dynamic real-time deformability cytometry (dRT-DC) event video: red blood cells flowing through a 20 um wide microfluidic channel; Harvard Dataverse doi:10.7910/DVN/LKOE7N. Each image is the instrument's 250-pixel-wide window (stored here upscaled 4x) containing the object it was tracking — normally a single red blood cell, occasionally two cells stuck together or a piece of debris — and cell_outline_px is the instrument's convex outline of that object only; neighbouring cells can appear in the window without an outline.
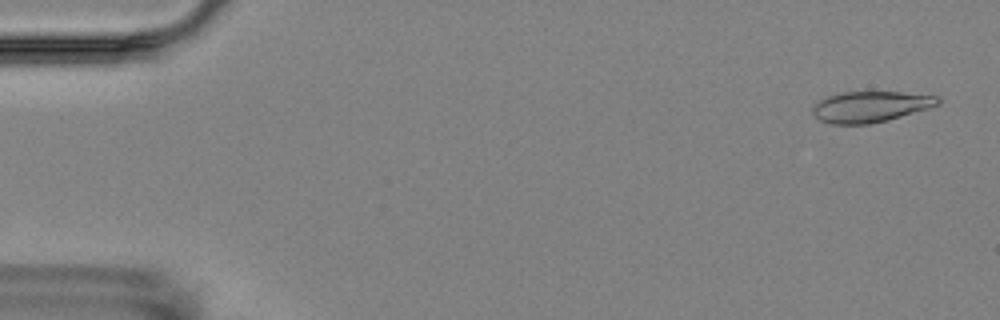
{"species": "Egyptian fruit bat (a non-hibernating species)", "species_latin": "Rousettus aegyptiacus", "temperature_condition": "room temperature", "stored_images_in_passage": 5, "camera_frame_rate_fps": 3000, "um_per_image_px": 0.085, "animal": {"sex": "female"}, "frame": {"image": 1, "passage_image": 1, "time_ms": 0.0, "image_size_px": [1000, 320], "cell_outline_px": [[940, 104], [928, 108], [888, 120], [868, 124], [832, 124], [820, 120], [812, 112], [812, 108], [820, 100], [828, 96], [840, 92], [900, 92], [940, 96]], "centroid_in_image_um": [74.0, 9.06], "position_along_channel_um": 11.0, "area_um2": 22.43}}